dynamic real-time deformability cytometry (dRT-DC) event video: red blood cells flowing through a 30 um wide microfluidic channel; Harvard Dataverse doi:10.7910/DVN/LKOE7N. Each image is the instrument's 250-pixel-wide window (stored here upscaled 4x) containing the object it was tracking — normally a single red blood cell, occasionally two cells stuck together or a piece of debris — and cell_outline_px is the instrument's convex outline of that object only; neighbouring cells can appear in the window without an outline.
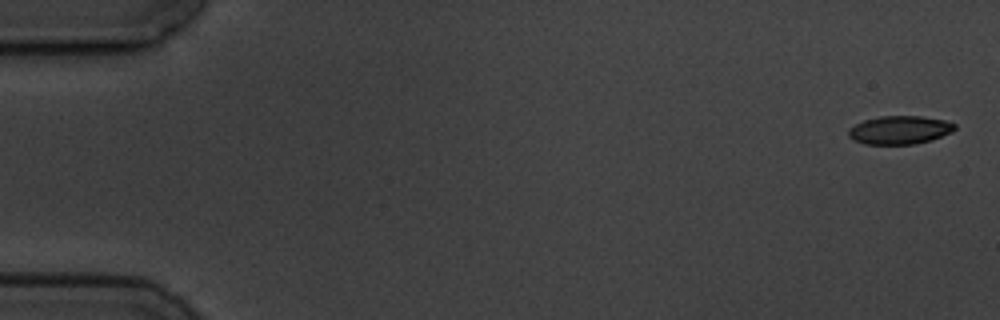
{"species": "common noctule bat (a hibernating species)", "species_latin": "Nyctalus noctula", "temperature_condition": "cold", "stored_images_in_passage": 5, "segment_of_instrument_passage": [2, 2], "camera_frame_rate_fps": 3000, "um_per_image_px": 0.085, "animal": {"sex": "male", "body_mass_g": 19.5, "forearm_length_mm": 54.6}, "frame": {"image": 1, "passage_image": 5, "time_ms": 5.667, "image_size_px": [1000, 320], "cell_outline_px": [[956, 128], [952, 132], [932, 140], [916, 144], [864, 144], [852, 140], [848, 136], [848, 128], [864, 120], [880, 116], [920, 116], [944, 120], [956, 124]], "centroid_in_image_um": [76.46, 11.05], "position_along_channel_um": 8.5, "area_um2": 17.69}}